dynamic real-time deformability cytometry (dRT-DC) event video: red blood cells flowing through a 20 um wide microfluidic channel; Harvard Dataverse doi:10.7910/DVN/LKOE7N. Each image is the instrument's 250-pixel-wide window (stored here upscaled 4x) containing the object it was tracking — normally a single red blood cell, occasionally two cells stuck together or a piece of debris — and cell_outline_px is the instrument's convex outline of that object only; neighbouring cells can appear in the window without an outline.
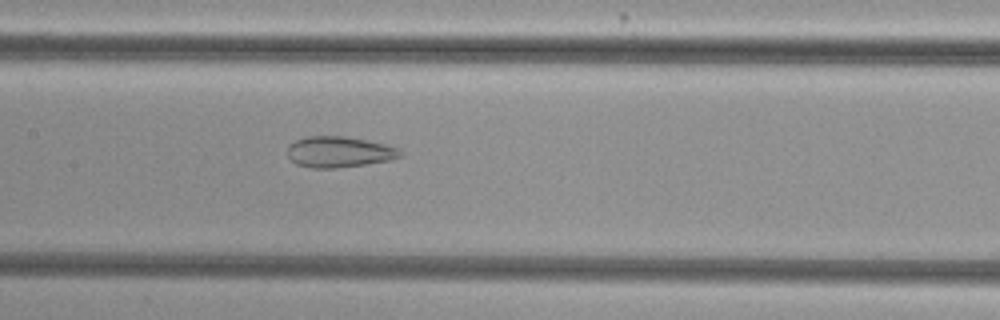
{"species": "common noctule bat (a hibernating species)", "species_latin": "Nyctalus noctula", "temperature_condition": "cold", "stored_images_in_passage": 51, "camera_frame_rate_fps": 3000, "um_per_image_px": 0.085, "animal": {"sex": "female", "body_mass_g": 29.2, "forearm_length_mm": 56.3}, "frame": {"image": 1, "passage_image": 24, "time_ms": 7.667, "image_size_px": [1000, 320], "cell_outline_px": [[400, 156], [388, 160], [364, 164], [336, 168], [312, 168], [296, 164], [288, 156], [288, 144], [296, 140], [308, 136], [344, 136], [368, 140], [384, 144], [396, 148], [400, 152]], "centroid_in_image_um": [28.76, 12.91], "position_along_channel_um": 178.6, "area_um2": 20.06}}
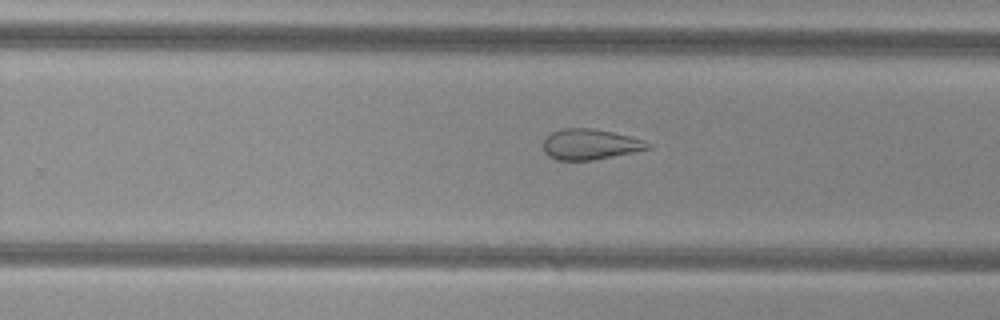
{"frame": {"image": 2, "passage_image": 32, "time_ms": 10.333, "image_size_px": [1000, 320], "cell_outline_px": [[652, 148], [592, 160], [556, 160], [548, 156], [544, 152], [544, 140], [552, 132], [564, 128], [592, 128], [612, 132], [644, 140], [652, 144]], "centroid_in_image_um": [50.16, 12.27], "position_along_channel_um": 279.6, "area_um2": 18.5}}
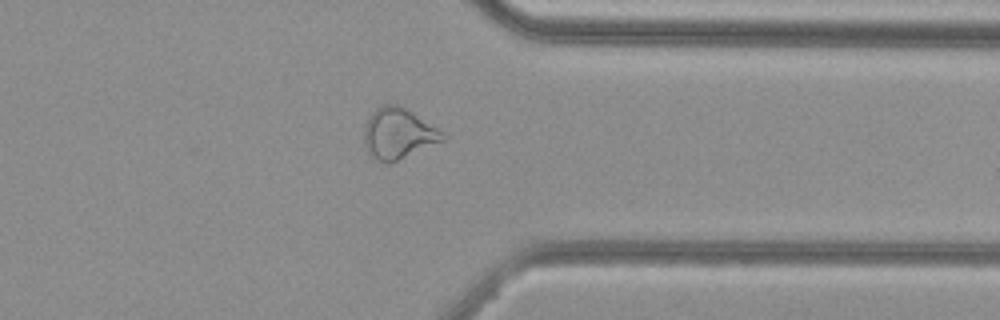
{"frame": {"image": 3, "passage_image": 40, "time_ms": 13.0, "image_size_px": [1000, 320], "cell_outline_px": [[448, 136], [444, 140], [388, 164], [376, 160], [368, 152], [364, 144], [364, 128], [368, 116], [380, 104], [400, 104], [444, 132]], "centroid_in_image_um": [33.84, 11.33], "position_along_channel_um": 377.6, "area_um2": 23.35}, "authors_computed_cell_mechanics": {"area_um2": 24.9696, "velocity_mm_per_s": 3.7978, "shape_relaxation_time_tau1_ms": null, "shape_relaxation_time_tau2_ms": 2.1221, "deformation_change_tau1": null, "deformation_change_tau2": 0.1018}}